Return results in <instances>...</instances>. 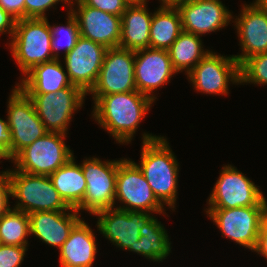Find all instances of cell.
I'll return each mask as SVG.
<instances>
[{
	"label": "cell",
	"instance_id": "24",
	"mask_svg": "<svg viewBox=\"0 0 267 267\" xmlns=\"http://www.w3.org/2000/svg\"><path fill=\"white\" fill-rule=\"evenodd\" d=\"M75 161L73 156L49 176L54 188L59 192L65 203L73 209H76L82 203L87 185L81 164H77Z\"/></svg>",
	"mask_w": 267,
	"mask_h": 267
},
{
	"label": "cell",
	"instance_id": "2",
	"mask_svg": "<svg viewBox=\"0 0 267 267\" xmlns=\"http://www.w3.org/2000/svg\"><path fill=\"white\" fill-rule=\"evenodd\" d=\"M141 139L140 164H136L156 198L173 211L178 198L179 162L166 137L143 133Z\"/></svg>",
	"mask_w": 267,
	"mask_h": 267
},
{
	"label": "cell",
	"instance_id": "30",
	"mask_svg": "<svg viewBox=\"0 0 267 267\" xmlns=\"http://www.w3.org/2000/svg\"><path fill=\"white\" fill-rule=\"evenodd\" d=\"M267 85V52L247 58L240 65V84Z\"/></svg>",
	"mask_w": 267,
	"mask_h": 267
},
{
	"label": "cell",
	"instance_id": "8",
	"mask_svg": "<svg viewBox=\"0 0 267 267\" xmlns=\"http://www.w3.org/2000/svg\"><path fill=\"white\" fill-rule=\"evenodd\" d=\"M81 162L87 185L83 201L76 210L95 215L101 210L113 208L118 160L102 161L99 157H89Z\"/></svg>",
	"mask_w": 267,
	"mask_h": 267
},
{
	"label": "cell",
	"instance_id": "22",
	"mask_svg": "<svg viewBox=\"0 0 267 267\" xmlns=\"http://www.w3.org/2000/svg\"><path fill=\"white\" fill-rule=\"evenodd\" d=\"M63 67L59 59L35 65L16 85L26 94L56 93L73 85Z\"/></svg>",
	"mask_w": 267,
	"mask_h": 267
},
{
	"label": "cell",
	"instance_id": "38",
	"mask_svg": "<svg viewBox=\"0 0 267 267\" xmlns=\"http://www.w3.org/2000/svg\"><path fill=\"white\" fill-rule=\"evenodd\" d=\"M252 252H256L259 256H263L267 260V225L263 222L257 237V243ZM267 262V261H266Z\"/></svg>",
	"mask_w": 267,
	"mask_h": 267
},
{
	"label": "cell",
	"instance_id": "36",
	"mask_svg": "<svg viewBox=\"0 0 267 267\" xmlns=\"http://www.w3.org/2000/svg\"><path fill=\"white\" fill-rule=\"evenodd\" d=\"M0 7L16 20L25 18V0H0Z\"/></svg>",
	"mask_w": 267,
	"mask_h": 267
},
{
	"label": "cell",
	"instance_id": "28",
	"mask_svg": "<svg viewBox=\"0 0 267 267\" xmlns=\"http://www.w3.org/2000/svg\"><path fill=\"white\" fill-rule=\"evenodd\" d=\"M30 219L27 213L10 208L0 217V243L12 246H28Z\"/></svg>",
	"mask_w": 267,
	"mask_h": 267
},
{
	"label": "cell",
	"instance_id": "41",
	"mask_svg": "<svg viewBox=\"0 0 267 267\" xmlns=\"http://www.w3.org/2000/svg\"><path fill=\"white\" fill-rule=\"evenodd\" d=\"M264 10H267V0H255Z\"/></svg>",
	"mask_w": 267,
	"mask_h": 267
},
{
	"label": "cell",
	"instance_id": "37",
	"mask_svg": "<svg viewBox=\"0 0 267 267\" xmlns=\"http://www.w3.org/2000/svg\"><path fill=\"white\" fill-rule=\"evenodd\" d=\"M16 19L13 18L9 13L0 7V34L7 33L9 37L13 36Z\"/></svg>",
	"mask_w": 267,
	"mask_h": 267
},
{
	"label": "cell",
	"instance_id": "23",
	"mask_svg": "<svg viewBox=\"0 0 267 267\" xmlns=\"http://www.w3.org/2000/svg\"><path fill=\"white\" fill-rule=\"evenodd\" d=\"M148 3L128 5L121 16L119 47L137 51L149 48L150 27L153 13Z\"/></svg>",
	"mask_w": 267,
	"mask_h": 267
},
{
	"label": "cell",
	"instance_id": "9",
	"mask_svg": "<svg viewBox=\"0 0 267 267\" xmlns=\"http://www.w3.org/2000/svg\"><path fill=\"white\" fill-rule=\"evenodd\" d=\"M186 76L196 91L225 96L230 82L240 84V65L233 55H218L210 50Z\"/></svg>",
	"mask_w": 267,
	"mask_h": 267
},
{
	"label": "cell",
	"instance_id": "29",
	"mask_svg": "<svg viewBox=\"0 0 267 267\" xmlns=\"http://www.w3.org/2000/svg\"><path fill=\"white\" fill-rule=\"evenodd\" d=\"M67 9H68L67 10L68 16L66 19L67 24L50 25L49 23L51 36H52L51 50H52V55L55 59L60 58L59 51L62 48L64 49L63 51H65L63 56H65L68 52H70L75 46L79 37L81 36L80 31H79V26H78L75 16L71 13L69 8Z\"/></svg>",
	"mask_w": 267,
	"mask_h": 267
},
{
	"label": "cell",
	"instance_id": "21",
	"mask_svg": "<svg viewBox=\"0 0 267 267\" xmlns=\"http://www.w3.org/2000/svg\"><path fill=\"white\" fill-rule=\"evenodd\" d=\"M96 235L81 219L58 250L61 267H92L97 254Z\"/></svg>",
	"mask_w": 267,
	"mask_h": 267
},
{
	"label": "cell",
	"instance_id": "33",
	"mask_svg": "<svg viewBox=\"0 0 267 267\" xmlns=\"http://www.w3.org/2000/svg\"><path fill=\"white\" fill-rule=\"evenodd\" d=\"M89 7L121 17L128 4L125 0H80Z\"/></svg>",
	"mask_w": 267,
	"mask_h": 267
},
{
	"label": "cell",
	"instance_id": "40",
	"mask_svg": "<svg viewBox=\"0 0 267 267\" xmlns=\"http://www.w3.org/2000/svg\"><path fill=\"white\" fill-rule=\"evenodd\" d=\"M128 5H133V4H144L148 2L147 0H125Z\"/></svg>",
	"mask_w": 267,
	"mask_h": 267
},
{
	"label": "cell",
	"instance_id": "32",
	"mask_svg": "<svg viewBox=\"0 0 267 267\" xmlns=\"http://www.w3.org/2000/svg\"><path fill=\"white\" fill-rule=\"evenodd\" d=\"M59 2L70 6L71 0H25V18H47L46 11Z\"/></svg>",
	"mask_w": 267,
	"mask_h": 267
},
{
	"label": "cell",
	"instance_id": "25",
	"mask_svg": "<svg viewBox=\"0 0 267 267\" xmlns=\"http://www.w3.org/2000/svg\"><path fill=\"white\" fill-rule=\"evenodd\" d=\"M136 241V253L153 262H162L171 252V242L164 225L153 216L142 229Z\"/></svg>",
	"mask_w": 267,
	"mask_h": 267
},
{
	"label": "cell",
	"instance_id": "19",
	"mask_svg": "<svg viewBox=\"0 0 267 267\" xmlns=\"http://www.w3.org/2000/svg\"><path fill=\"white\" fill-rule=\"evenodd\" d=\"M177 9L183 31L199 36L226 28L235 18L221 0H190Z\"/></svg>",
	"mask_w": 267,
	"mask_h": 267
},
{
	"label": "cell",
	"instance_id": "6",
	"mask_svg": "<svg viewBox=\"0 0 267 267\" xmlns=\"http://www.w3.org/2000/svg\"><path fill=\"white\" fill-rule=\"evenodd\" d=\"M66 135L48 132L38 138L13 158L15 169L33 175L50 176L74 156L65 144Z\"/></svg>",
	"mask_w": 267,
	"mask_h": 267
},
{
	"label": "cell",
	"instance_id": "10",
	"mask_svg": "<svg viewBox=\"0 0 267 267\" xmlns=\"http://www.w3.org/2000/svg\"><path fill=\"white\" fill-rule=\"evenodd\" d=\"M33 101L37 115L48 132L68 134V126L75 111L80 109L87 94L78 86L58 90L56 93L27 94Z\"/></svg>",
	"mask_w": 267,
	"mask_h": 267
},
{
	"label": "cell",
	"instance_id": "12",
	"mask_svg": "<svg viewBox=\"0 0 267 267\" xmlns=\"http://www.w3.org/2000/svg\"><path fill=\"white\" fill-rule=\"evenodd\" d=\"M264 209L265 206H246L231 209H205V212L220 229L222 237H227L253 251L264 222Z\"/></svg>",
	"mask_w": 267,
	"mask_h": 267
},
{
	"label": "cell",
	"instance_id": "35",
	"mask_svg": "<svg viewBox=\"0 0 267 267\" xmlns=\"http://www.w3.org/2000/svg\"><path fill=\"white\" fill-rule=\"evenodd\" d=\"M11 184L8 171L0 172V217L4 215L10 207Z\"/></svg>",
	"mask_w": 267,
	"mask_h": 267
},
{
	"label": "cell",
	"instance_id": "17",
	"mask_svg": "<svg viewBox=\"0 0 267 267\" xmlns=\"http://www.w3.org/2000/svg\"><path fill=\"white\" fill-rule=\"evenodd\" d=\"M69 10L77 20L82 37L106 48L119 47L121 17L86 6L80 0H71Z\"/></svg>",
	"mask_w": 267,
	"mask_h": 267
},
{
	"label": "cell",
	"instance_id": "27",
	"mask_svg": "<svg viewBox=\"0 0 267 267\" xmlns=\"http://www.w3.org/2000/svg\"><path fill=\"white\" fill-rule=\"evenodd\" d=\"M205 50L199 35L182 31L168 49V53L175 71L177 73L186 71L187 75L210 51Z\"/></svg>",
	"mask_w": 267,
	"mask_h": 267
},
{
	"label": "cell",
	"instance_id": "31",
	"mask_svg": "<svg viewBox=\"0 0 267 267\" xmlns=\"http://www.w3.org/2000/svg\"><path fill=\"white\" fill-rule=\"evenodd\" d=\"M27 247L0 244V267H21Z\"/></svg>",
	"mask_w": 267,
	"mask_h": 267
},
{
	"label": "cell",
	"instance_id": "5",
	"mask_svg": "<svg viewBox=\"0 0 267 267\" xmlns=\"http://www.w3.org/2000/svg\"><path fill=\"white\" fill-rule=\"evenodd\" d=\"M116 201L124 205L116 207ZM114 207L125 211L167 215L164 205L156 198L143 172L129 158L118 160Z\"/></svg>",
	"mask_w": 267,
	"mask_h": 267
},
{
	"label": "cell",
	"instance_id": "13",
	"mask_svg": "<svg viewBox=\"0 0 267 267\" xmlns=\"http://www.w3.org/2000/svg\"><path fill=\"white\" fill-rule=\"evenodd\" d=\"M135 51L121 47L107 48L97 80L87 93L92 96L136 91Z\"/></svg>",
	"mask_w": 267,
	"mask_h": 267
},
{
	"label": "cell",
	"instance_id": "15",
	"mask_svg": "<svg viewBox=\"0 0 267 267\" xmlns=\"http://www.w3.org/2000/svg\"><path fill=\"white\" fill-rule=\"evenodd\" d=\"M106 50L102 44L80 36L73 49L63 56L71 83L86 94L97 80Z\"/></svg>",
	"mask_w": 267,
	"mask_h": 267
},
{
	"label": "cell",
	"instance_id": "39",
	"mask_svg": "<svg viewBox=\"0 0 267 267\" xmlns=\"http://www.w3.org/2000/svg\"><path fill=\"white\" fill-rule=\"evenodd\" d=\"M161 5L160 7H171L177 8L179 5L184 4L190 0H159Z\"/></svg>",
	"mask_w": 267,
	"mask_h": 267
},
{
	"label": "cell",
	"instance_id": "42",
	"mask_svg": "<svg viewBox=\"0 0 267 267\" xmlns=\"http://www.w3.org/2000/svg\"><path fill=\"white\" fill-rule=\"evenodd\" d=\"M264 223L267 225V203L264 209Z\"/></svg>",
	"mask_w": 267,
	"mask_h": 267
},
{
	"label": "cell",
	"instance_id": "34",
	"mask_svg": "<svg viewBox=\"0 0 267 267\" xmlns=\"http://www.w3.org/2000/svg\"><path fill=\"white\" fill-rule=\"evenodd\" d=\"M0 159L12 161V135L7 118H0Z\"/></svg>",
	"mask_w": 267,
	"mask_h": 267
},
{
	"label": "cell",
	"instance_id": "26",
	"mask_svg": "<svg viewBox=\"0 0 267 267\" xmlns=\"http://www.w3.org/2000/svg\"><path fill=\"white\" fill-rule=\"evenodd\" d=\"M182 31L179 10L159 6L152 16L149 47L168 50Z\"/></svg>",
	"mask_w": 267,
	"mask_h": 267
},
{
	"label": "cell",
	"instance_id": "11",
	"mask_svg": "<svg viewBox=\"0 0 267 267\" xmlns=\"http://www.w3.org/2000/svg\"><path fill=\"white\" fill-rule=\"evenodd\" d=\"M7 104V122L12 135V161L25 147L48 131L37 115L32 99L18 86L11 90Z\"/></svg>",
	"mask_w": 267,
	"mask_h": 267
},
{
	"label": "cell",
	"instance_id": "14",
	"mask_svg": "<svg viewBox=\"0 0 267 267\" xmlns=\"http://www.w3.org/2000/svg\"><path fill=\"white\" fill-rule=\"evenodd\" d=\"M153 215L143 211H125L113 207L95 214L98 217L96 226L114 246L136 253V241L140 237L139 230Z\"/></svg>",
	"mask_w": 267,
	"mask_h": 267
},
{
	"label": "cell",
	"instance_id": "16",
	"mask_svg": "<svg viewBox=\"0 0 267 267\" xmlns=\"http://www.w3.org/2000/svg\"><path fill=\"white\" fill-rule=\"evenodd\" d=\"M173 68L168 50L145 48L135 51L134 78L138 92L156 101L154 91L169 84Z\"/></svg>",
	"mask_w": 267,
	"mask_h": 267
},
{
	"label": "cell",
	"instance_id": "18",
	"mask_svg": "<svg viewBox=\"0 0 267 267\" xmlns=\"http://www.w3.org/2000/svg\"><path fill=\"white\" fill-rule=\"evenodd\" d=\"M241 6L240 15L232 21L242 50L233 55L239 65L253 55L267 52V10L256 1Z\"/></svg>",
	"mask_w": 267,
	"mask_h": 267
},
{
	"label": "cell",
	"instance_id": "3",
	"mask_svg": "<svg viewBox=\"0 0 267 267\" xmlns=\"http://www.w3.org/2000/svg\"><path fill=\"white\" fill-rule=\"evenodd\" d=\"M51 30L47 18H24L16 21L9 49L21 73L35 65L54 60Z\"/></svg>",
	"mask_w": 267,
	"mask_h": 267
},
{
	"label": "cell",
	"instance_id": "7",
	"mask_svg": "<svg viewBox=\"0 0 267 267\" xmlns=\"http://www.w3.org/2000/svg\"><path fill=\"white\" fill-rule=\"evenodd\" d=\"M259 188L237 167L224 165L207 200L206 209L266 206L267 199Z\"/></svg>",
	"mask_w": 267,
	"mask_h": 267
},
{
	"label": "cell",
	"instance_id": "1",
	"mask_svg": "<svg viewBox=\"0 0 267 267\" xmlns=\"http://www.w3.org/2000/svg\"><path fill=\"white\" fill-rule=\"evenodd\" d=\"M94 105L92 116L116 143H131L134 134L153 101L148 96L136 91L126 93L92 96Z\"/></svg>",
	"mask_w": 267,
	"mask_h": 267
},
{
	"label": "cell",
	"instance_id": "20",
	"mask_svg": "<svg viewBox=\"0 0 267 267\" xmlns=\"http://www.w3.org/2000/svg\"><path fill=\"white\" fill-rule=\"evenodd\" d=\"M81 213L70 208L66 211L32 212L30 219V235L39 238L43 243L60 249L68 239L70 231L82 219Z\"/></svg>",
	"mask_w": 267,
	"mask_h": 267
},
{
	"label": "cell",
	"instance_id": "4",
	"mask_svg": "<svg viewBox=\"0 0 267 267\" xmlns=\"http://www.w3.org/2000/svg\"><path fill=\"white\" fill-rule=\"evenodd\" d=\"M7 171L11 184V197L17 200L14 209L27 214L70 209L54 188L49 176L28 174L16 169Z\"/></svg>",
	"mask_w": 267,
	"mask_h": 267
}]
</instances>
